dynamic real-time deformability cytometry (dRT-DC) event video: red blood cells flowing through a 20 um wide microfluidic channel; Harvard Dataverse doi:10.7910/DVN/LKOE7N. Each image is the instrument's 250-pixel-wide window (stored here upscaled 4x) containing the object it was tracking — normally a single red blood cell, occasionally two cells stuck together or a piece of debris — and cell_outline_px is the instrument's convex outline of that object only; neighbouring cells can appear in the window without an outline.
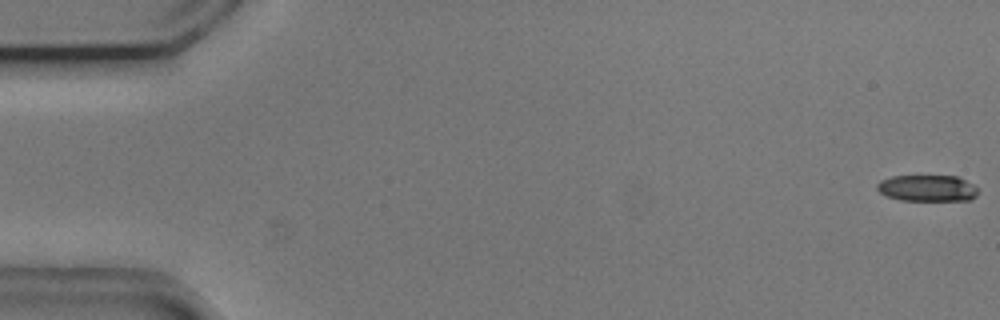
{"species": "common noctule bat (a hibernating species)", "species_latin": "Nyctalus noctula", "temperature_condition": "cold", "stored_images_in_passage": 53, "camera_frame_rate_fps": 3000, "um_per_image_px": 0.085, "animal": {"sex": "male", "body_mass_g": 20.5, "forearm_length_mm": 52.5}, "frame": {"image": 1, "passage_image": 1, "time_ms": 0.0, "image_size_px": [1000, 320], "cell_outline_px": [[980, 188], [976, 196], [968, 200], [900, 200], [888, 196], [880, 192], [876, 188], [876, 184], [880, 180], [892, 176], [956, 176]], "centroid_in_image_um": [78.82, 15.99], "position_along_channel_um": 6.2, "area_um2": 15.49}}
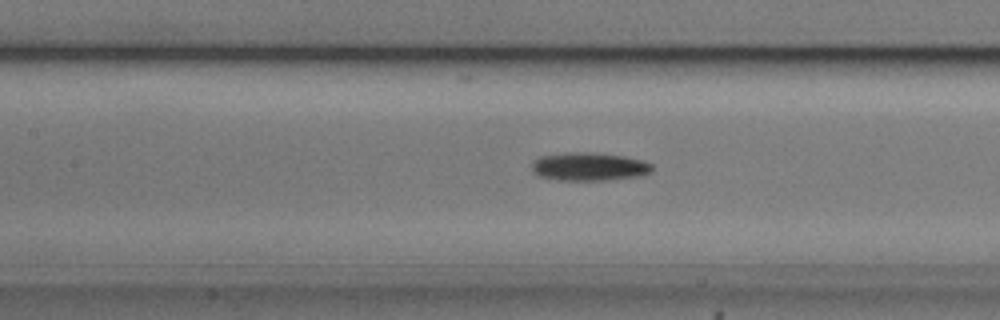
{"frame": {"image": 2, "passage_image": 25, "time_ms": 8.0, "image_size_px": [1000, 320], "cell_outline_px": [[652, 172], [644, 176], [608, 180], [560, 180], [540, 176], [532, 168], [532, 164], [540, 156], [572, 152], [588, 152], [624, 156], [644, 160], [652, 164]], "centroid_in_image_um": [50.16, 14.17], "position_along_channel_um": 157.2, "area_um2": 19.77}}
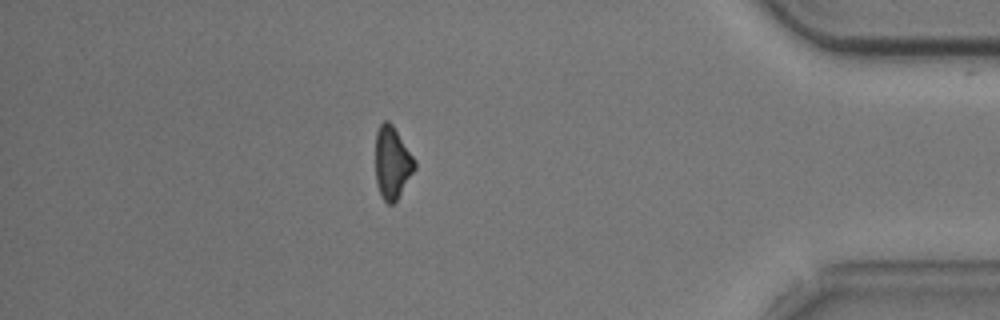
{"frame": {"image": 3, "passage_image": 48, "time_ms": 15.667, "image_size_px": [1000, 320], "cell_outline_px": [[416, 168], [396, 200], [392, 204], [388, 204], [380, 196], [376, 184], [376, 132], [380, 124], [384, 120], [388, 120], [392, 124], [416, 160]], "centroid_in_image_um": [33.33, 13.82], "position_along_channel_um": 401.9, "area_um2": 16.53}}